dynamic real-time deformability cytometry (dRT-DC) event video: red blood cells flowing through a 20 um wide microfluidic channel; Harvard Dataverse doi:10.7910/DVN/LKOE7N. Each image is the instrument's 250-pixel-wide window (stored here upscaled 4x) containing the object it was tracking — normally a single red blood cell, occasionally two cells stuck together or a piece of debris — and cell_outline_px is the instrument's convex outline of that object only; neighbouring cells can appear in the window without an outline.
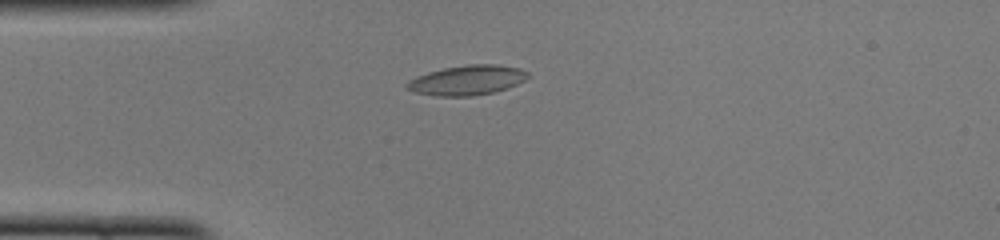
{"species": "common noctule bat (a hibernating species)", "species_latin": "Nyctalus noctula", "temperature_condition": "cold", "stored_images_in_passage": 39, "camera_frame_rate_fps": 3000, "um_per_image_px": 0.085, "animal": {"sex": "female", "body_mass_g": 22.0, "forearm_length_mm": 56.7}, "frame": {"image": 1, "passage_image": 2, "time_ms": 0.333, "image_size_px": [1000, 240], "cell_outline_px": [[528, 76], [524, 80], [516, 84], [492, 92], [472, 96], [436, 96], [416, 92], [408, 88], [404, 84], [408, 80], [416, 76], [428, 72], [444, 68], [468, 64], [496, 64], [520, 68], [528, 72]], "centroid_in_image_um": [39.68, 6.8], "position_along_channel_um": 45.3, "area_um2": 20.81}}
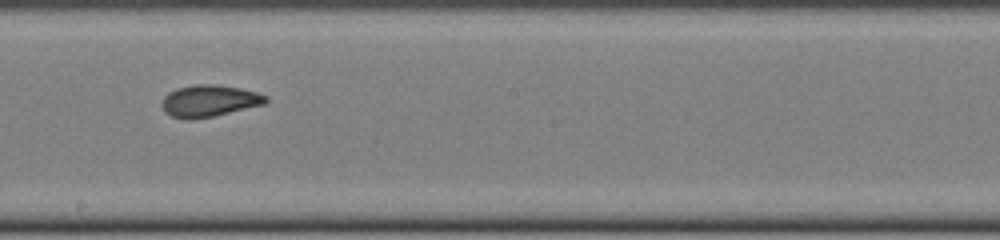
{"frame": {"image": 2, "passage_image": 17, "time_ms": 5.333, "image_size_px": [1000, 240], "cell_outline_px": [[268, 100], [264, 104], [212, 116], [188, 120], [172, 116], [164, 112], [164, 96], [168, 92], [176, 88], [196, 84], [216, 84], [240, 88], [256, 92], [268, 96]], "centroid_in_image_um": [17.79, 8.56], "position_along_channel_um": 230.4, "area_um2": 19.02}}
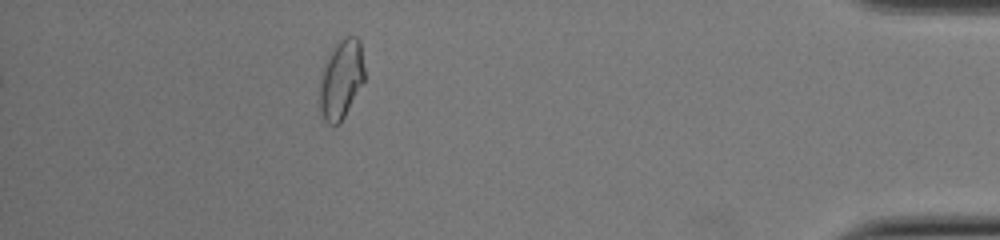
{"frame": {"image": 3, "passage_image": 34, "time_ms": 11.0, "image_size_px": [1000, 240], "cell_outline_px": [[364, 80], [340, 124], [328, 124], [320, 116], [316, 100], [320, 72], [324, 60], [332, 48], [344, 36], [356, 36], [360, 40], [364, 68]], "centroid_in_image_um": [28.91, 6.76], "position_along_channel_um": 406.3, "area_um2": 21.56}, "authors_computed_cell_mechanics": {"area_um2": 19.4786, "velocity_mm_per_s": 3.9965, "shape_relaxation_time_tau1_ms": 6.2347, "shape_relaxation_time_tau2_ms": 1.3763, "deformation_change_tau1": 0.1828, "deformation_change_tau2": 0.0759}}